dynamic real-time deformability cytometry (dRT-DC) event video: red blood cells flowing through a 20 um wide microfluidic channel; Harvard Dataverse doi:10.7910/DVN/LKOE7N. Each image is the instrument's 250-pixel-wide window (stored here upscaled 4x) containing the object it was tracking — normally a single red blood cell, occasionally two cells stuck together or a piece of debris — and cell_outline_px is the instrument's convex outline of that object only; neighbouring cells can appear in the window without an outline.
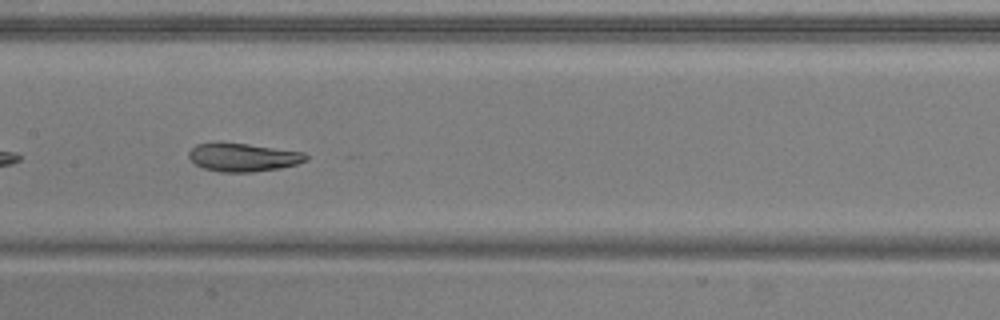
{"species": "common noctule bat (a hibernating species)", "species_latin": "Nyctalus noctula", "temperature_condition": "warm", "stored_images_in_passage": 43, "camera_frame_rate_fps": 3000, "um_per_image_px": 0.085, "animal": {"sex": "male", "body_mass_g": 20.5, "forearm_length_mm": 52.5}, "frame": {"image": 1, "passage_image": 25, "time_ms": 8.0, "image_size_px": [1000, 320], "cell_outline_px": [[308, 160], [296, 164], [280, 168], [252, 172], [220, 172], [204, 168], [196, 164], [188, 156], [188, 152], [196, 144], [220, 140], [304, 152], [308, 156]], "centroid_in_image_um": [20.63, 13.34], "position_along_channel_um": 186.8, "area_um2": 19.65}}
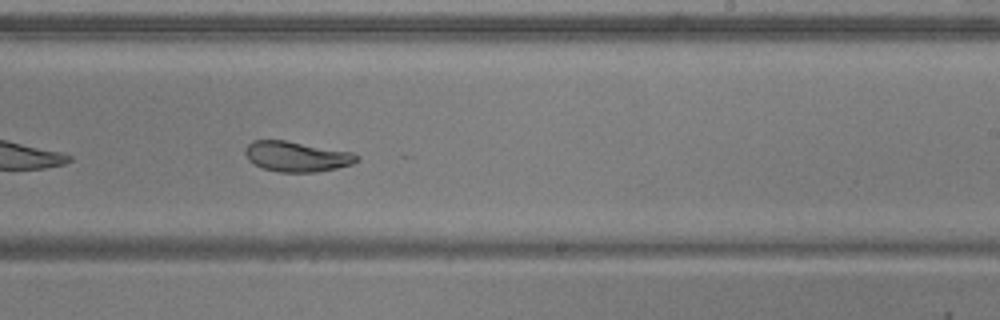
{"frame": {"image": 2, "passage_image": 31, "time_ms": 10.0, "image_size_px": [1000, 320], "cell_outline_px": [[360, 160], [352, 164], [336, 168], [316, 172], [280, 172], [264, 168], [248, 160], [244, 152], [244, 148], [252, 140], [284, 140], [352, 152], [360, 156]], "centroid_in_image_um": [25.22, 13.3], "position_along_channel_um": 263.8, "area_um2": 19.65}, "authors_computed_cell_mechanics": {"area_um2": 20.9236, "velocity_mm_per_s": 3.8795, "shape_relaxation_time_tau1_ms": 5.3535, "shape_relaxation_time_tau2_ms": 3.4008, "deformation_change_tau1": 0.1993, "deformation_change_tau2": 0.069}}